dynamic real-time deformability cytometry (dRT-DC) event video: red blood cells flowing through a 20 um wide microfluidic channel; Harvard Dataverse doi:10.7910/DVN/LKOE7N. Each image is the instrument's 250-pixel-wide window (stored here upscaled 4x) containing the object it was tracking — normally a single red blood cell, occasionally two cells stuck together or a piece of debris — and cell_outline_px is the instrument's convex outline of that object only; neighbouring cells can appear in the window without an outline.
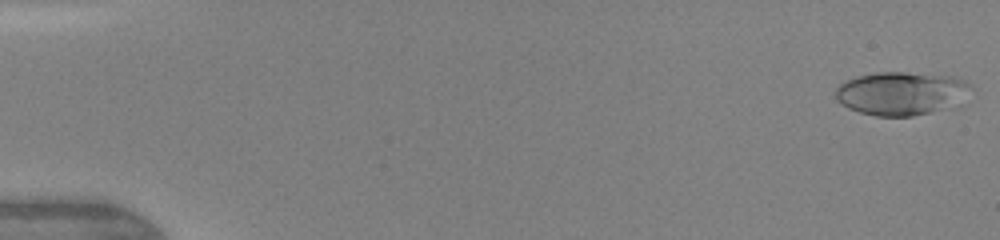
{"species": "human", "species_latin": "Homo sapiens", "temperature_condition": "warm", "stored_images_in_passage": 7, "camera_frame_rate_fps": 3000, "um_per_image_px": 0.085, "donor": {"sex": "female"}, "frame": {"image": 1, "passage_image": 1, "time_ms": 0.0, "image_size_px": [1000, 240], "cell_outline_px": [[972, 84], [956, 108], [912, 116], [876, 116], [860, 112], [848, 108], [840, 104], [836, 100], [836, 88], [840, 84], [856, 76], [876, 72], [904, 72], [956, 76], [968, 80]], "centroid_in_image_um": [76.65, 7.94], "position_along_channel_um": 8.3, "area_um2": 34.74}}
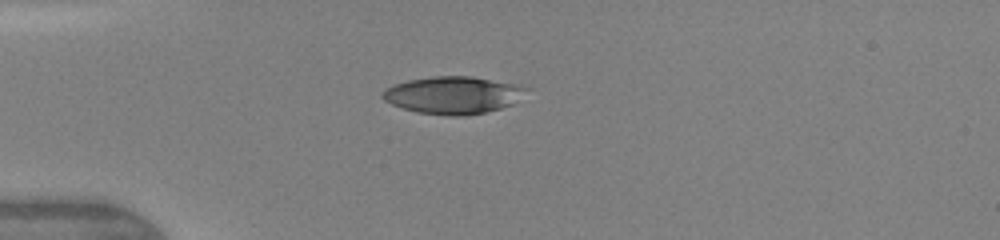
{"frame": {"image": 2, "passage_image": 5, "time_ms": 4.0, "image_size_px": [1000, 240], "cell_outline_px": [[532, 88], [512, 104], [500, 108], [484, 112], [460, 116], [448, 116], [416, 112], [392, 104], [384, 100], [380, 96], [380, 92], [396, 84], [408, 80], [432, 76], [472, 76]], "centroid_in_image_um": [38.5, 8.08], "position_along_channel_um": 46.5, "area_um2": 31.1}}